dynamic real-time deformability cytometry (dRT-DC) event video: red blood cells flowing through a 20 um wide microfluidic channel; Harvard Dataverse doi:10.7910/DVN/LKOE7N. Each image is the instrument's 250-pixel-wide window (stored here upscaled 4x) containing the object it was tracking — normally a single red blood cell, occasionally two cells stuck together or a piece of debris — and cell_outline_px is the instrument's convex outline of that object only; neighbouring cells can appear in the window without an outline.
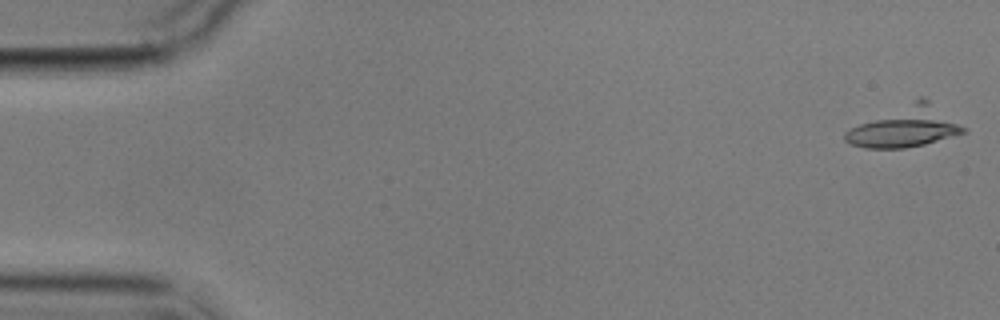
{"species": "common noctule bat (a hibernating species)", "species_latin": "Nyctalus noctula", "temperature_condition": "cold", "stored_images_in_passage": 4, "camera_frame_rate_fps": 3000, "um_per_image_px": 0.085, "animal": {"sex": "male", "body_mass_g": 17.9}, "frame": {"image": 1, "passage_image": 1, "time_ms": 0.0, "image_size_px": [1000, 320], "cell_outline_px": [[968, 132], [924, 144], [904, 148], [864, 148], [852, 144], [844, 140], [844, 132], [860, 124], [920, 96], [924, 96], [968, 128]], "centroid_in_image_um": [77.02, 10.77], "position_along_channel_um": 8.0, "area_um2": 27.74}}